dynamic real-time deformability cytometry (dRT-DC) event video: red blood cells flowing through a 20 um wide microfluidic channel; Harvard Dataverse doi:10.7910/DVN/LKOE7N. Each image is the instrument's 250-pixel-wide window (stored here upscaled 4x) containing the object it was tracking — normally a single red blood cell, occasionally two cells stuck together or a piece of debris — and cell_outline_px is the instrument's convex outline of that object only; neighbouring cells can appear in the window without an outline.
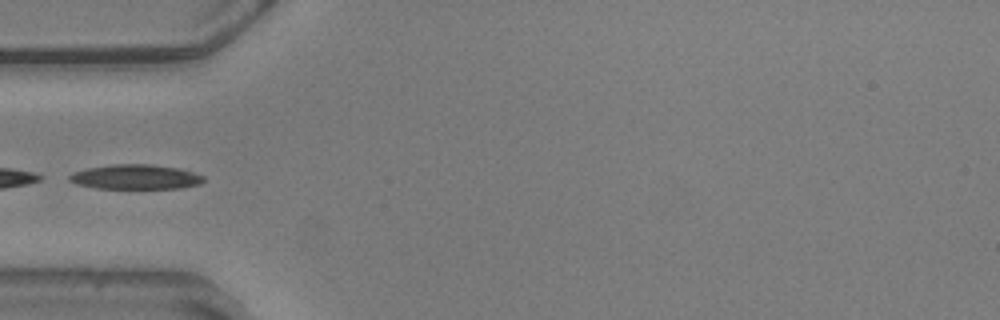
{"species": "common noctule bat (a hibernating species)", "species_latin": "Nyctalus noctula", "temperature_condition": "warm", "stored_images_in_passage": 16, "camera_frame_rate_fps": 3000, "um_per_image_px": 0.085, "animal": {"sex": "male", "body_mass_g": 20.5, "forearm_length_mm": 52.5}, "frame": {"image": 1, "passage_image": 1, "time_ms": 0.0, "image_size_px": [1000, 320], "cell_outline_px": [[204, 180], [200, 184], [180, 188], [96, 188], [76, 184], [68, 180], [68, 176], [72, 172], [84, 168], [112, 164], [152, 164], [180, 168], [204, 176]], "centroid_in_image_um": [11.48, 15.03], "position_along_channel_um": 73.5, "area_um2": 19.48}}